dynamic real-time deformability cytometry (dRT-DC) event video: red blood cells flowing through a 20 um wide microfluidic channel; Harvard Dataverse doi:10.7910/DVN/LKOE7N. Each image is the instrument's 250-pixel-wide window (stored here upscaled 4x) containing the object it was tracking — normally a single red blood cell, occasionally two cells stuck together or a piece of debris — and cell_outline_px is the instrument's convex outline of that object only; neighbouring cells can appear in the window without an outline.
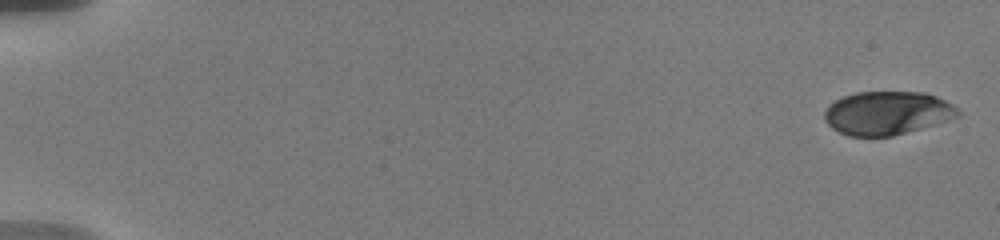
{"species": "human", "species_latin": "Homo sapiens", "temperature_condition": "warm", "stored_images_in_passage": 15, "camera_frame_rate_fps": 3000, "um_per_image_px": 0.085, "donor": {"sex": "male"}, "frame": {"image": 1, "passage_image": 1, "time_ms": 0.0, "image_size_px": [1000, 240], "cell_outline_px": [[960, 116], [948, 120], [892, 136], [848, 136], [832, 128], [828, 124], [824, 116], [824, 112], [828, 104], [844, 96], [856, 92], [924, 92], [936, 96], [952, 104], [960, 112]], "centroid_in_image_um": [75.39, 9.6], "position_along_channel_um": 9.6, "area_um2": 33.64}}
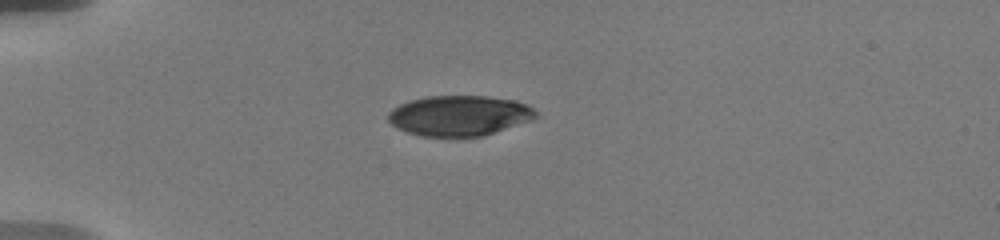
{"frame": {"image": 2, "passage_image": 11, "time_ms": 5.0, "image_size_px": [1000, 240], "cell_outline_px": [[536, 116], [532, 120], [484, 136], [420, 136], [396, 128], [388, 120], [388, 112], [392, 108], [408, 100], [428, 96], [488, 96], [516, 100], [528, 104], [536, 112]], "centroid_in_image_um": [39.04, 9.82], "position_along_channel_um": 46.0, "area_um2": 34.85}}
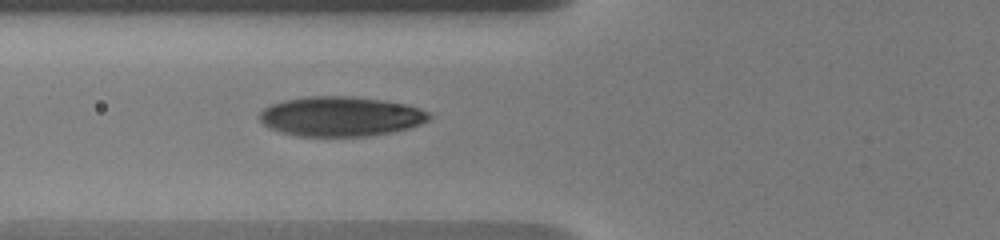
{"frame": {"image": 3, "passage_image": 15, "time_ms": 7.333, "image_size_px": [1000, 240], "cell_outline_px": [[432, 116], [428, 120], [412, 128], [392, 132], [368, 136], [296, 136], [280, 132], [268, 128], [260, 120], [260, 112], [264, 108], [272, 104], [284, 100], [308, 96], [352, 96], [384, 100], [404, 104], [420, 108], [428, 112]], "centroid_in_image_um": [28.96, 9.9], "position_along_channel_um": 96.8, "area_um2": 39.48}}